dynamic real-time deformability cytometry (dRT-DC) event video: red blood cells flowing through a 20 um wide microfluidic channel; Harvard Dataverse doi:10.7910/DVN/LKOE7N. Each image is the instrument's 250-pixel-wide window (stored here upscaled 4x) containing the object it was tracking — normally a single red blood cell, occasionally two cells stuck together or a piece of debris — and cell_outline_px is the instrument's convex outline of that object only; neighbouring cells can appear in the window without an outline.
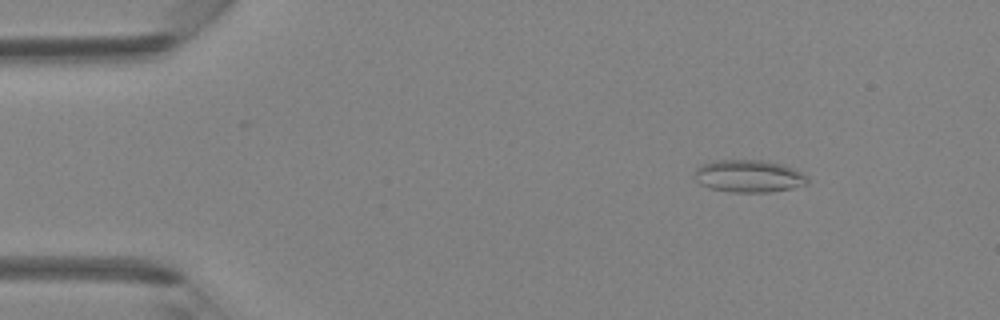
{"species": "Egyptian fruit bat (a non-hibernating species)", "species_latin": "Rousettus aegyptiacus", "temperature_condition": "room temperature", "stored_images_in_passage": 37, "camera_frame_rate_fps": 3000, "um_per_image_px": 0.085, "animal": {"sex": "female"}, "frame": {"image": 1, "passage_image": 1, "time_ms": 0.0, "image_size_px": [1000, 320], "cell_outline_px": [[808, 184], [792, 188], [772, 192], [732, 192], [708, 188], [700, 184], [696, 180], [696, 168], [712, 160], [760, 160], [784, 164], [808, 176]], "centroid_in_image_um": [63.67, 14.97], "position_along_channel_um": 21.3, "area_um2": 21.39}}
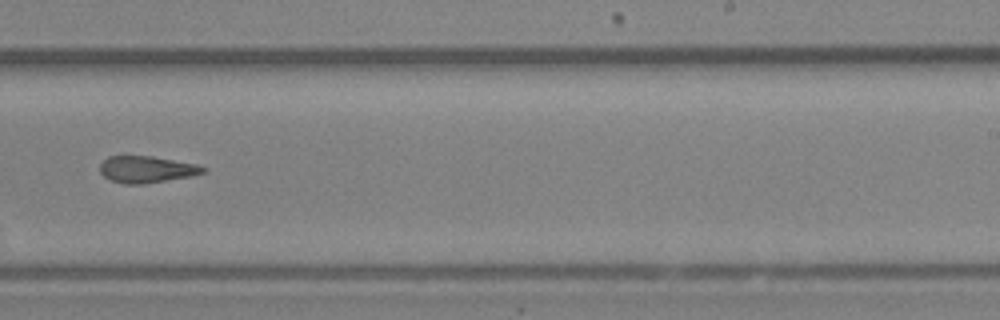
{"frame": {"image": 2, "passage_image": 22, "time_ms": 7.0, "image_size_px": [1000, 320], "cell_outline_px": [[204, 172], [192, 176], [144, 184], [124, 184], [108, 180], [100, 172], [100, 164], [108, 156], [152, 156], [200, 164], [204, 168]], "centroid_in_image_um": [12.45, 14.4], "position_along_channel_um": 276.6, "area_um2": 16.18}}
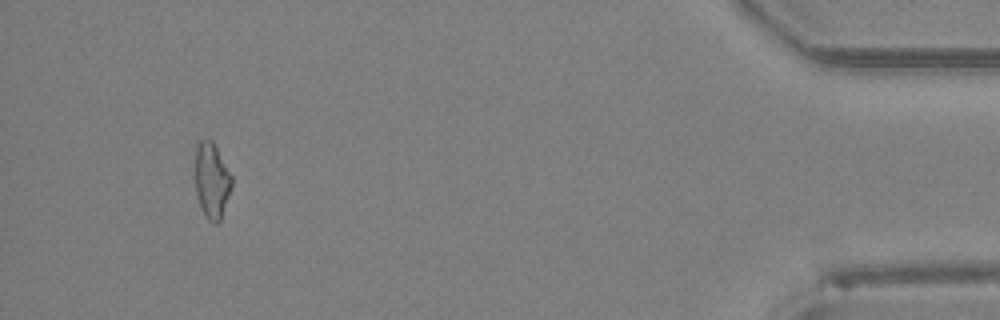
{"frame": {"image": 3, "passage_image": 35, "time_ms": 11.333, "image_size_px": [1000, 320], "cell_outline_px": [[232, 184], [220, 220], [216, 224], [208, 220], [200, 208], [196, 192], [196, 144], [200, 140], [212, 140], [232, 176]], "centroid_in_image_um": [17.99, 15.35], "position_along_channel_um": 417.2, "area_um2": 15.84}}